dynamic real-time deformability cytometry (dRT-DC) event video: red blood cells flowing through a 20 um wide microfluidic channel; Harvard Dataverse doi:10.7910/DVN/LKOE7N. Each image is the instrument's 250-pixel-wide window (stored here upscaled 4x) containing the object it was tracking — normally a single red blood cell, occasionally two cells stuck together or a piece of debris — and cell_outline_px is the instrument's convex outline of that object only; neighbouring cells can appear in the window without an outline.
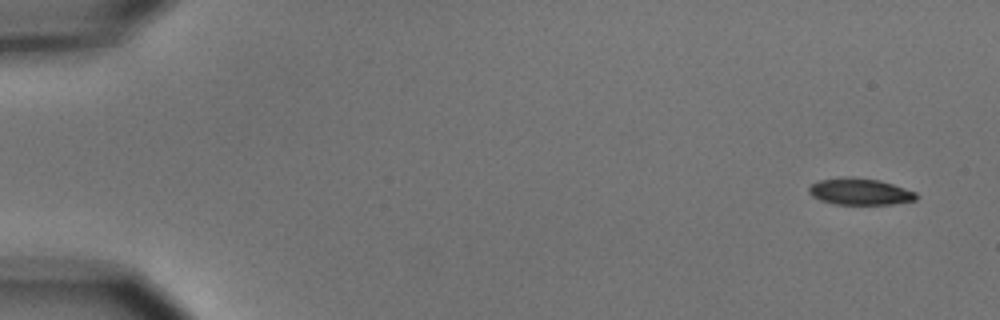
{"species": "common noctule bat (a hibernating species)", "species_latin": "Nyctalus noctula", "temperature_condition": "cold", "stored_images_in_passage": 5, "segment_of_instrument_passage": [1, 2], "camera_frame_rate_fps": 3000, "um_per_image_px": 0.085, "animal": {"sex": "male", "body_mass_g": 15.6}, "frame": {"image": 1, "passage_image": 1, "time_ms": 0.0, "image_size_px": [1000, 320], "cell_outline_px": [[920, 196], [916, 200], [892, 204], [836, 204], [820, 200], [812, 196], [808, 192], [808, 188], [812, 184], [820, 180], [840, 176], [852, 176], [880, 180], [916, 192]], "centroid_in_image_um": [73.09, 16.27], "position_along_channel_um": 11.9, "area_um2": 16.82}}
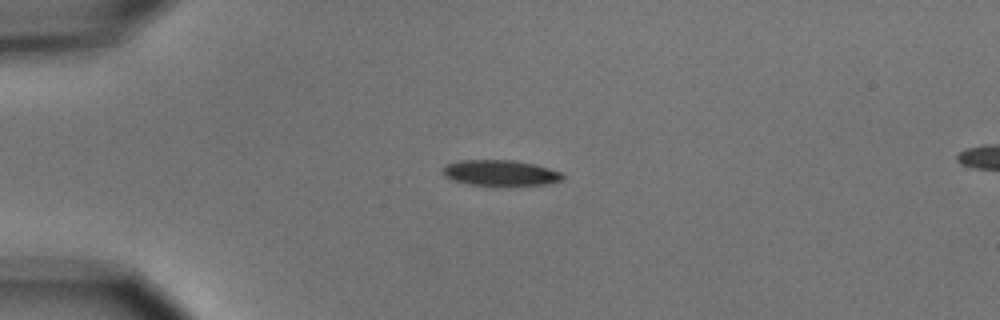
{"frame": {"image": 2, "passage_image": 4, "time_ms": 3.667, "image_size_px": [1000, 320], "cell_outline_px": [[564, 180], [544, 184], [468, 184], [452, 180], [444, 176], [440, 168], [448, 164], [460, 160], [512, 160], [536, 164], [560, 172], [564, 176]], "centroid_in_image_um": [42.49, 14.67], "position_along_channel_um": 42.5, "area_um2": 17.63}}